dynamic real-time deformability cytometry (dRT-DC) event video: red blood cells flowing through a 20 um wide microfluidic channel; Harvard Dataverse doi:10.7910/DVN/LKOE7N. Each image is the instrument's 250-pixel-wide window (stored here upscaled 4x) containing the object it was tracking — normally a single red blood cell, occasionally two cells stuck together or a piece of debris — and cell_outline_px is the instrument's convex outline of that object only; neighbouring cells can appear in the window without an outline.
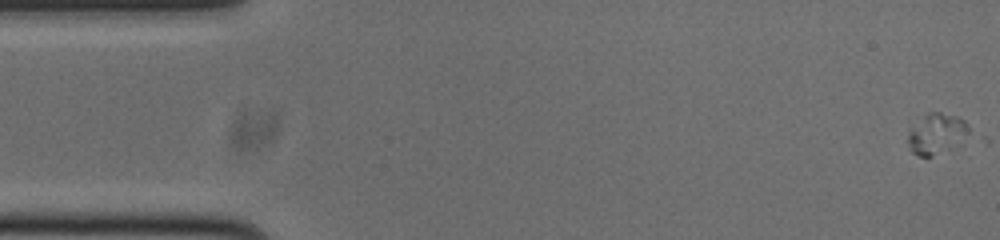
{"species": "common noctule bat (a hibernating species)", "species_latin": "Nyctalus noctula", "temperature_condition": "cold", "stored_images_in_passage": 6, "camera_frame_rate_fps": 3000, "um_per_image_px": 0.085, "animal": {"sex": "male", "body_mass_g": 20.0, "forearm_length_mm": 53.3}, "frame": {"image": 1, "passage_image": 1, "time_ms": 0.0, "image_size_px": [1000, 240], "cell_outline_px": [[968, 132], [932, 156], [920, 156], [912, 152], [908, 148], [908, 128], [928, 112], [940, 112], [956, 116], [964, 120], [968, 128]], "centroid_in_image_um": [79.47, 11.31], "position_along_channel_um": 5.5, "area_um2": 13.58}}